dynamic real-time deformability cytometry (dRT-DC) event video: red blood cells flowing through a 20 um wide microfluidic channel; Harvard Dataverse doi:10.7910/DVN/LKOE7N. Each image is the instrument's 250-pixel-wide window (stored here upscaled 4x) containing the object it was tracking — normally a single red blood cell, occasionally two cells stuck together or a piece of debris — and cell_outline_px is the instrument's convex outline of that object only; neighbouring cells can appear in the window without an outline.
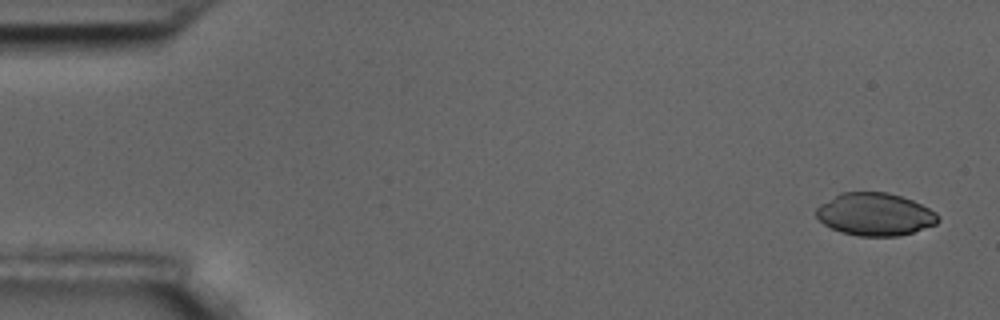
{"species": "common noctule bat (a hibernating species)", "species_latin": "Nyctalus noctula", "temperature_condition": "room temperature", "stored_images_in_passage": 4, "camera_frame_rate_fps": 3000, "um_per_image_px": 0.085, "animal": {"sex": "male", "body_mass_g": 17.5, "forearm_length_mm": 52.3}, "frame": {"image": 1, "passage_image": 1, "time_ms": 0.0, "image_size_px": [1000, 320], "cell_outline_px": [[940, 220], [936, 224], [900, 236], [856, 236], [840, 232], [824, 224], [816, 216], [816, 208], [820, 204], [840, 192], [888, 192], [912, 200], [936, 212], [940, 216]], "centroid_in_image_um": [74.37, 18.22], "position_along_channel_um": 10.6, "area_um2": 30.35}}